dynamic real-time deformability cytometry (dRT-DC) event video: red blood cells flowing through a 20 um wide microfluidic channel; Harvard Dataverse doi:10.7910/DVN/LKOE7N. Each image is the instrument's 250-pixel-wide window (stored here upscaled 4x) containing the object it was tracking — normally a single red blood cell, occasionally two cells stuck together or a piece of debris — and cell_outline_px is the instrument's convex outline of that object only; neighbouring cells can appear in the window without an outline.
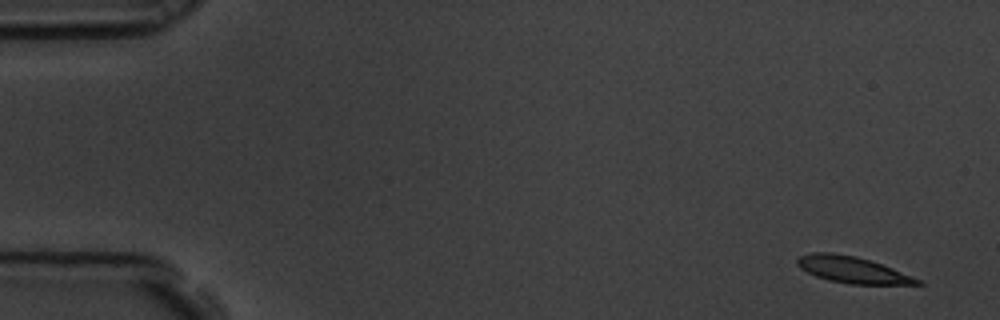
{"species": "common noctule bat (a hibernating species)", "species_latin": "Nyctalus noctula", "temperature_condition": "room temperature", "stored_images_in_passage": 57, "camera_frame_rate_fps": 3000, "um_per_image_px": 0.085, "animal": {"sex": "male", "body_mass_g": 19.5, "forearm_length_mm": 54.6}, "frame": {"image": 1, "passage_image": 1, "time_ms": 0.0, "image_size_px": [1000, 320], "cell_outline_px": [[924, 284], [848, 284], [828, 280], [816, 276], [800, 268], [796, 264], [796, 260], [800, 256], [812, 252], [832, 252], [856, 256], [892, 268], [912, 276], [920, 280]], "centroid_in_image_um": [72.41, 22.92], "position_along_channel_um": 12.6, "area_um2": 18.32}}
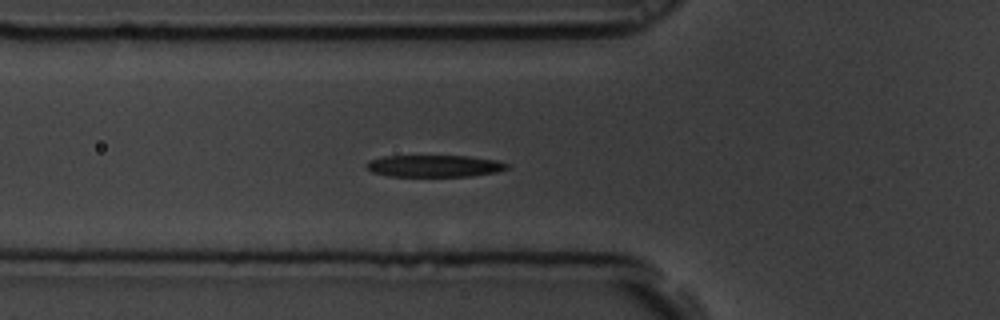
{"frame": {"image": 2, "passage_image": 19, "time_ms": 6.0, "image_size_px": [1000, 320], "cell_outline_px": [[512, 164], [508, 168], [496, 172], [472, 176], [388, 176], [372, 172], [364, 168], [364, 164], [368, 160], [384, 156], [468, 156], [496, 160]], "centroid_in_image_um": [36.89, 14.11], "position_along_channel_um": 88.9, "area_um2": 18.15}}
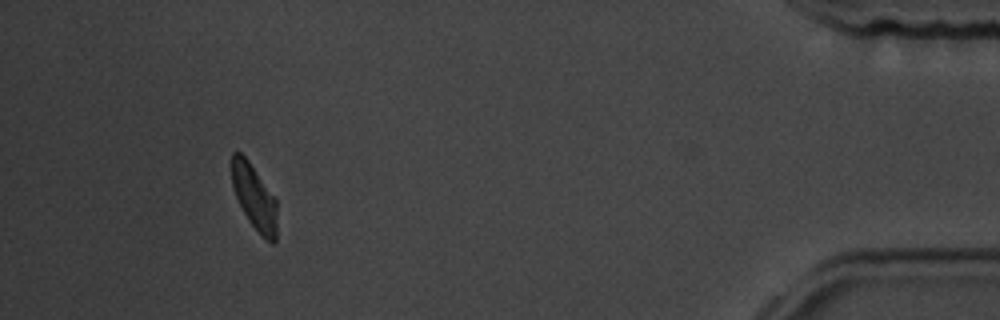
{"frame": {"image": 3, "passage_image": 53, "time_ms": 17.333, "image_size_px": [1000, 320], "cell_outline_px": [[276, 244], [272, 244], [248, 220], [236, 196], [232, 184], [232, 152], [240, 152], [248, 160], [276, 200]], "centroid_in_image_um": [21.61, 16.75], "position_along_channel_um": 413.6, "area_um2": 16.59}, "authors_computed_cell_mechanics": {"area_um2": 18.9006, "velocity_mm_per_s": 3.4257, "shape_relaxation_time_tau1_ms": 2.15, "shape_relaxation_time_tau2_ms": 4.2991, "deformation_change_tau1": 0.1383, "deformation_change_tau2": 0.1119}}